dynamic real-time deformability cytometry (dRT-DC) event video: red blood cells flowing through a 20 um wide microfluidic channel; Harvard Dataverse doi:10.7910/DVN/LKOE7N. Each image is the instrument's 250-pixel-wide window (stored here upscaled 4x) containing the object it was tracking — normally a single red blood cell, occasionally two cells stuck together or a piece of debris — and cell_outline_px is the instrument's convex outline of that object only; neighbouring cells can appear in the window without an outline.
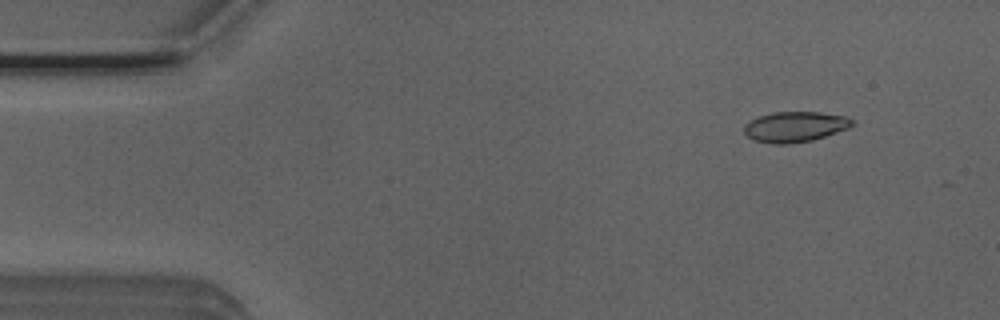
{"species": "Egyptian fruit bat (a non-hibernating species)", "species_latin": "Rousettus aegyptiacus", "temperature_condition": "room temperature", "stored_images_in_passage": 5, "camera_frame_rate_fps": 3000, "um_per_image_px": 0.085, "animal": {"sex": "male"}, "frame": {"image": 1, "passage_image": 2, "time_ms": 0.333, "image_size_px": [1000, 320], "cell_outline_px": [[856, 124], [848, 128], [812, 140], [788, 144], [772, 144], [752, 140], [744, 132], [744, 124], [760, 116], [772, 112], [820, 112], [844, 116], [852, 120]], "centroid_in_image_um": [67.56, 10.78], "position_along_channel_um": 17.4, "area_um2": 19.07}}